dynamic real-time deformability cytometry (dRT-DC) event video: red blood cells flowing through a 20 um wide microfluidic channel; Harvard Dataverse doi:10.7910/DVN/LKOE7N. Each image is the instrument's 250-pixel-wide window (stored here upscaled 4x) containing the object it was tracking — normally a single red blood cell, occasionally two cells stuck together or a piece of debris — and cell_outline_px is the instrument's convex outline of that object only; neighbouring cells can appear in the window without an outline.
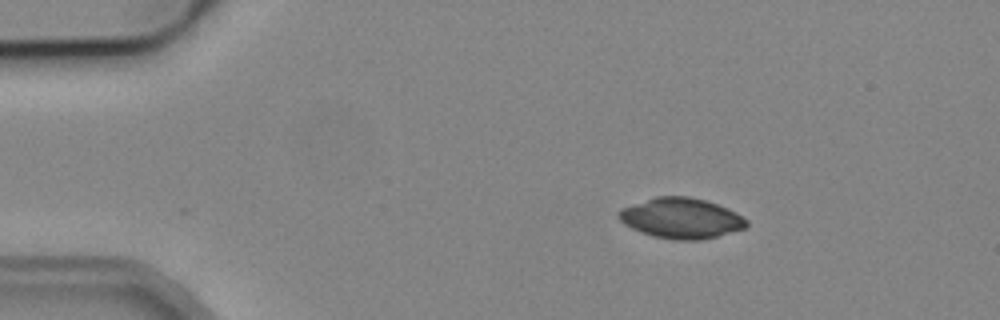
{"species": "common noctule bat (a hibernating species)", "species_latin": "Nyctalus noctula", "temperature_condition": "cold", "stored_images_in_passage": 3, "camera_frame_rate_fps": 3000, "um_per_image_px": 0.085, "animal": {"sex": "male", "body_mass_g": 19.2, "forearm_length_mm": 51.8}, "frame": {"image": 1, "passage_image": 1, "time_ms": 0.0, "image_size_px": [1000, 320], "cell_outline_px": [[748, 228], [700, 240], [672, 240], [652, 236], [640, 232], [624, 224], [616, 216], [616, 212], [620, 208], [656, 196], [688, 196], [704, 200], [728, 208], [736, 212], [748, 220]], "centroid_in_image_um": [57.88, 18.55], "position_along_channel_um": 27.1, "area_um2": 30.4}}